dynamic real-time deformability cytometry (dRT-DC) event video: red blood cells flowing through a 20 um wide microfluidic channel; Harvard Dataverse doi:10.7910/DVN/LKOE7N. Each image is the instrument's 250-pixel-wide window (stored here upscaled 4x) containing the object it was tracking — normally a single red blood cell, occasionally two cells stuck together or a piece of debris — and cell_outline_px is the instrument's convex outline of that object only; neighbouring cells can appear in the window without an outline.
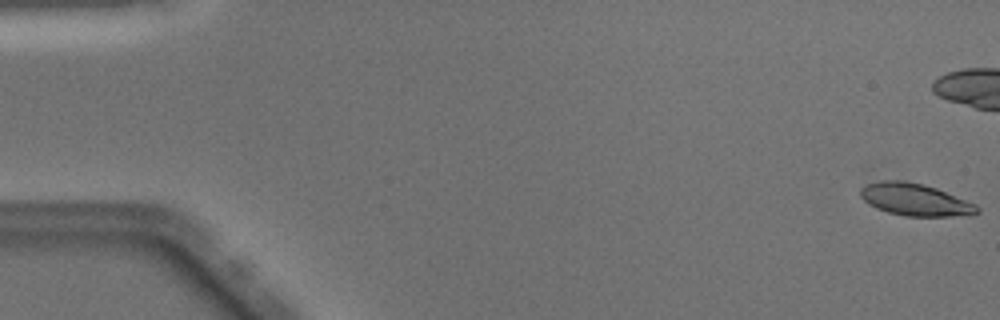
{"species": "Egyptian fruit bat (a non-hibernating species)", "species_latin": "Rousettus aegyptiacus", "temperature_condition": "warm", "stored_images_in_passage": 51, "camera_frame_rate_fps": 3000, "um_per_image_px": 0.085, "animal": {"sex": "male"}, "frame": {"image": 1, "passage_image": 1, "time_ms": 0.0, "image_size_px": [1000, 320], "cell_outline_px": [[980, 212], [972, 216], [904, 216], [888, 212], [876, 208], [868, 204], [860, 196], [860, 188], [868, 184], [880, 180], [900, 180], [924, 184], [936, 188], [976, 204], [980, 208]], "centroid_in_image_um": [77.81, 16.98], "position_along_channel_um": 7.2, "area_um2": 22.08}, "authors_computed_cell_mechanics": {"area_um2": 22.6576, "velocity_mm_per_s": 4.0518, "shape_relaxation_time_tau1_ms": 3.4255, "shape_relaxation_time_tau2_ms": 2.0731, "deformation_change_tau1": 0.1491, "deformation_change_tau2": 0.0866}}